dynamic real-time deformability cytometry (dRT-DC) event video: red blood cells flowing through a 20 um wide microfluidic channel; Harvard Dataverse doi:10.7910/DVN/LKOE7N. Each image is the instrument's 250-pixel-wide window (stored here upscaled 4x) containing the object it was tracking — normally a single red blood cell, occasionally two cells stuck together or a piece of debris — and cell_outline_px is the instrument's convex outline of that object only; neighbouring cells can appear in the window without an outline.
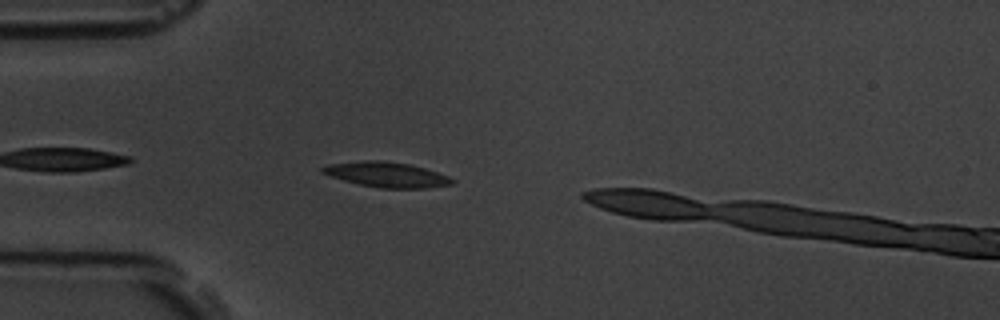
{"species": "common noctule bat (a hibernating species)", "species_latin": "Nyctalus noctula", "temperature_condition": "room temperature", "stored_images_in_passage": 34, "camera_frame_rate_fps": 3000, "um_per_image_px": 0.085, "animal": {"sex": "male", "body_mass_g": 19.5, "forearm_length_mm": 54.6}, "frame": {"image": 1, "passage_image": 3, "time_ms": 0.667, "image_size_px": [1000, 320], "cell_outline_px": [[456, 180], [452, 184], [424, 188], [380, 188], [360, 184], [344, 180], [320, 172], [320, 168], [328, 164], [364, 160], [380, 160], [408, 164], [424, 168], [448, 176]], "centroid_in_image_um": [32.85, 14.84], "position_along_channel_um": 52.2, "area_um2": 18.79}}
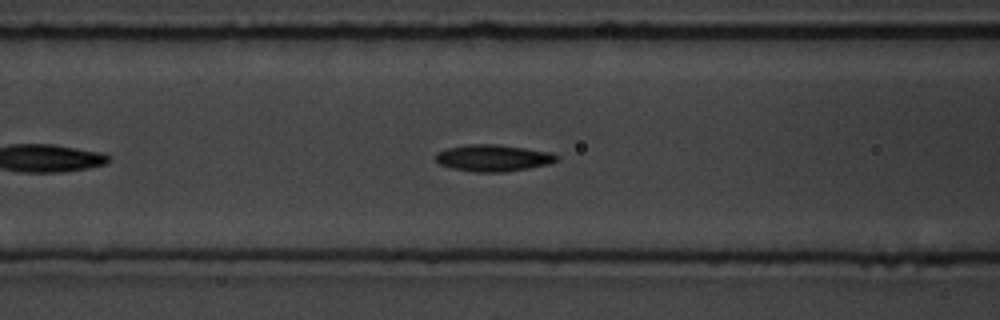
{"frame": {"image": 2, "passage_image": 10, "time_ms": 3.0, "image_size_px": [1000, 320], "cell_outline_px": [[560, 156], [556, 160], [548, 164], [528, 168], [504, 172], [476, 172], [452, 168], [440, 164], [436, 160], [436, 152], [448, 148], [468, 144], [496, 144], [552, 152]], "centroid_in_image_um": [41.92, 13.42], "position_along_channel_um": 124.7, "area_um2": 18.73}}
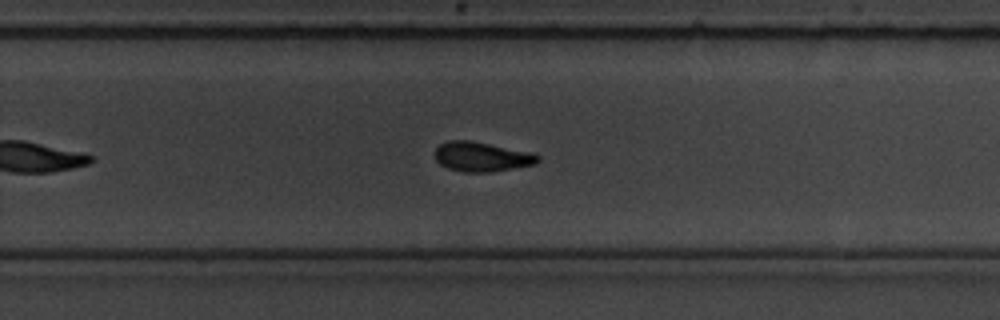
{"frame": {"image": 3, "passage_image": 24, "time_ms": 7.667, "image_size_px": [1000, 320], "cell_outline_px": [[540, 160], [536, 164], [492, 172], [464, 172], [448, 168], [440, 164], [436, 160], [436, 148], [440, 144], [448, 140], [472, 140], [536, 152], [540, 156]], "centroid_in_image_um": [41.02, 13.31], "position_along_channel_um": 288.8, "area_um2": 18.15}}